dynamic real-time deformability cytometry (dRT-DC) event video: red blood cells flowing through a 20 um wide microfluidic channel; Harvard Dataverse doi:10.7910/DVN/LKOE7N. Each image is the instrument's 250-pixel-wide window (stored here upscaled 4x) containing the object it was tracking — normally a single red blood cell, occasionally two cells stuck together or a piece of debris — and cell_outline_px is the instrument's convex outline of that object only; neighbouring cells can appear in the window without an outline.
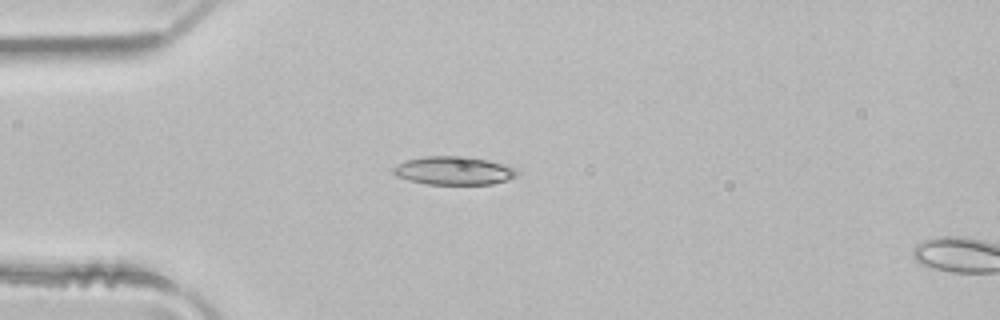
{"species": "common noctule bat (a hibernating species)", "species_latin": "Nyctalus noctula", "temperature_condition": "room temperature", "stored_images_in_passage": 2, "camera_frame_rate_fps": 3000, "um_per_image_px": 0.085, "animal": {"sex": "male", "body_mass_g": 21.5, "forearm_length_mm": 52.0}, "frame": {"image": 1, "passage_image": 1, "time_ms": 0.0, "image_size_px": [1000, 320], "cell_outline_px": [[520, 172], [516, 176], [492, 184], [428, 184], [408, 180], [396, 176], [392, 172], [392, 168], [396, 164], [408, 160], [424, 156], [468, 156], [488, 160], [516, 168]], "centroid_in_image_um": [38.55, 14.5], "position_along_channel_um": 46.4, "area_um2": 20.46}}